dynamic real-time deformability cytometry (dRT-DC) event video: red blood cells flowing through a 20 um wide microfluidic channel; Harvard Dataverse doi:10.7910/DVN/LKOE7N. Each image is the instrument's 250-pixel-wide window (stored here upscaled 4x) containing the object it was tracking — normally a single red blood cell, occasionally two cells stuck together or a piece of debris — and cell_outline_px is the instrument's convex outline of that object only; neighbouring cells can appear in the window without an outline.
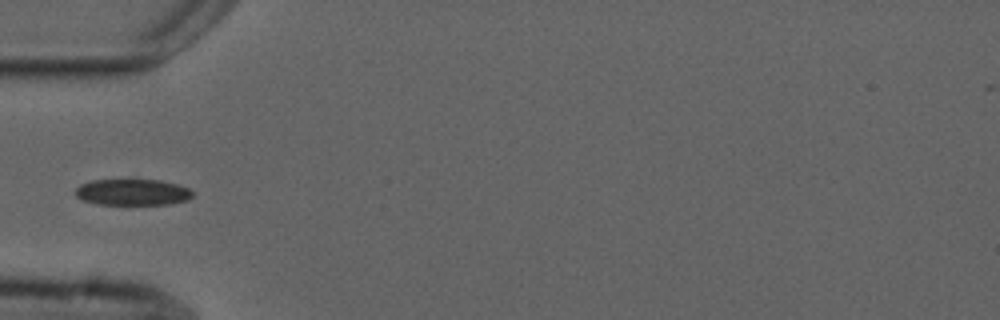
{"species": "common noctule bat (a hibernating species)", "species_latin": "Nyctalus noctula", "temperature_condition": "cold", "stored_images_in_passage": 6, "camera_frame_rate_fps": 3000, "um_per_image_px": 0.085, "animal": {"sex": "male", "forearm_length_mm": 52.5}, "frame": {"image": 1, "passage_image": 6, "time_ms": 5.667, "image_size_px": [1000, 320], "cell_outline_px": [[192, 196], [188, 200], [168, 204], [96, 204], [80, 200], [76, 196], [76, 188], [80, 184], [92, 180], [160, 180], [176, 184], [188, 188], [192, 192]], "centroid_in_image_um": [11.23, 16.34], "position_along_channel_um": 73.8, "area_um2": 17.86}}